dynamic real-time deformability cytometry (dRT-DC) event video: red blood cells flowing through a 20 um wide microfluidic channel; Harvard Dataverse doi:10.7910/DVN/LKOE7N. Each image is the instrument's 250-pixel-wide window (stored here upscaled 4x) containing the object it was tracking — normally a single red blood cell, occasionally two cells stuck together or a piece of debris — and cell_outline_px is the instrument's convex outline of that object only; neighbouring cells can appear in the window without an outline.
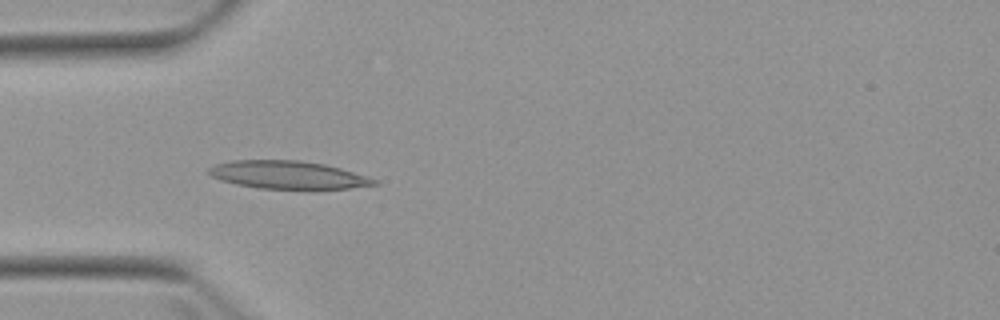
{"species": "Egyptian fruit bat (a non-hibernating species)", "species_latin": "Rousettus aegyptiacus", "temperature_condition": "warm", "stored_images_in_passage": 4, "camera_frame_rate_fps": 3000, "um_per_image_px": 0.085, "animal": {"sex": "female"}, "frame": {"image": 1, "passage_image": 3, "time_ms": 2.333, "image_size_px": [1000, 320], "cell_outline_px": [[380, 184], [348, 188], [256, 188], [236, 184], [220, 180], [212, 176], [208, 172], [208, 168], [216, 164], [228, 160], [300, 160], [324, 164], [340, 168], [368, 176], [376, 180]], "centroid_in_image_um": [24.44, 14.85], "position_along_channel_um": 60.6, "area_um2": 26.7}}
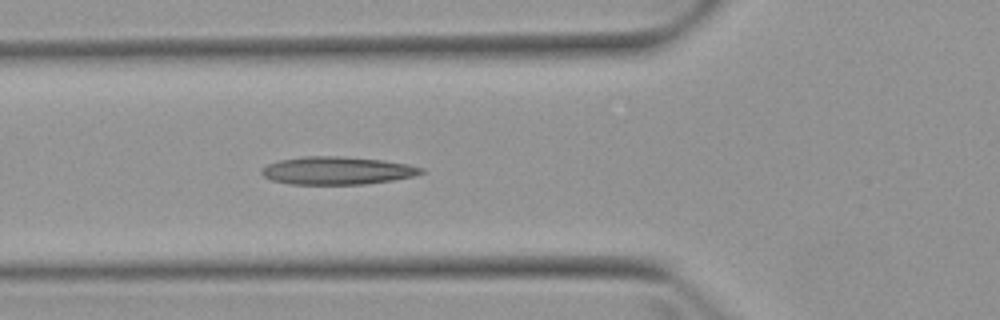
{"frame": {"image": 2, "passage_image": 4, "time_ms": 3.333, "image_size_px": [1000, 320], "cell_outline_px": [[424, 172], [412, 176], [392, 180], [364, 184], [288, 184], [272, 180], [264, 176], [260, 172], [260, 168], [268, 164], [280, 160], [304, 156], [340, 156], [380, 160], [408, 164], [424, 168]], "centroid_in_image_um": [28.62, 14.5], "position_along_channel_um": 97.2, "area_um2": 25.78}}